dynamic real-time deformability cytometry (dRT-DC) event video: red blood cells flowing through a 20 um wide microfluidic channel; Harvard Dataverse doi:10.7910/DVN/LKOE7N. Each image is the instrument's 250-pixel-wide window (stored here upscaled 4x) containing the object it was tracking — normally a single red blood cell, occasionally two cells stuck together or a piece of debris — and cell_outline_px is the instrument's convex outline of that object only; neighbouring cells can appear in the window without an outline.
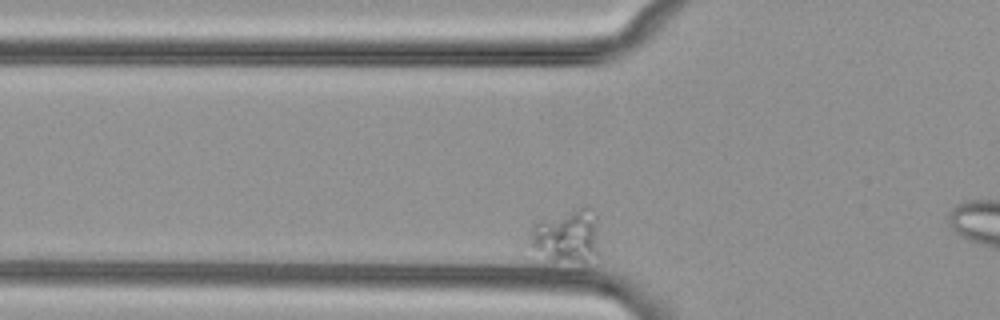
{"species": "common noctule bat (a hibernating species)", "species_latin": "Nyctalus noctula", "temperature_condition": "cold", "stored_images_in_passage": 52, "camera_frame_rate_fps": 3000, "um_per_image_px": 0.085, "animal": {"sex": "female", "body_mass_g": 29.2, "forearm_length_mm": 56.3}, "frame": {"image": 1, "passage_image": 11, "time_ms": 3.333, "image_size_px": [1000, 320], "cell_outline_px": [[600, 256], [592, 268], [584, 268], [544, 264], [528, 244], [532, 228], [540, 220], [584, 204], [596, 216], [600, 252]], "centroid_in_image_um": [48.23, 20.3], "position_along_channel_um": 77.6, "area_um2": 24.74}}
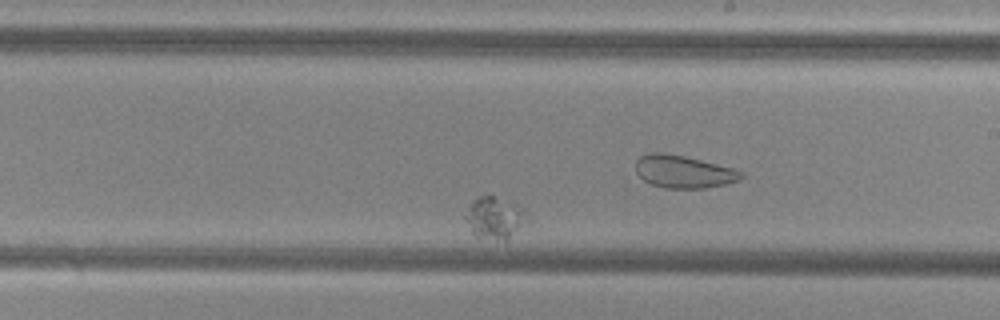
{"frame": {"image": 2, "passage_image": 29, "time_ms": 9.333, "image_size_px": [1000, 320], "cell_outline_px": [[532, 220], [528, 224], [504, 240], [476, 236], [472, 232], [464, 216], [472, 200], [476, 196], [488, 192], [528, 212]], "centroid_in_image_um": [42.08, 18.47], "position_along_channel_um": 246.9, "area_um2": 15.32}}
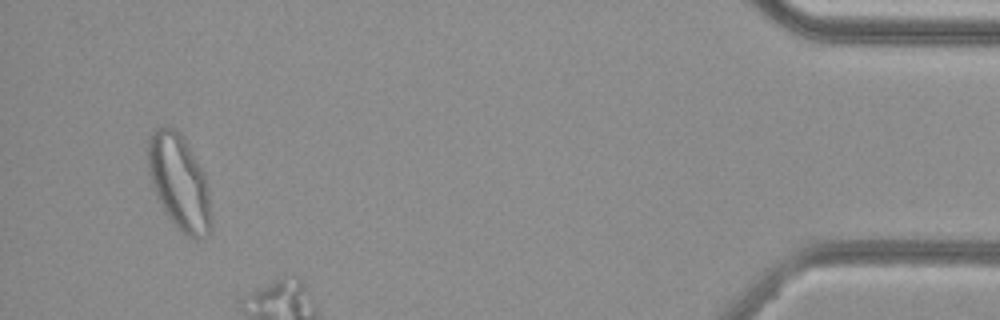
{"frame": {"image": 3, "passage_image": 50, "time_ms": 16.333, "image_size_px": [1000, 320], "cell_outline_px": [[212, 224], [208, 232], [200, 240], [196, 240], [180, 232], [168, 216], [156, 196], [148, 172], [148, 136], [156, 128], [168, 124], [180, 132], [204, 172], [208, 188], [212, 220]], "centroid_in_image_um": [15.23, 15.48], "position_along_channel_um": 420.0, "area_um2": 35.26}}